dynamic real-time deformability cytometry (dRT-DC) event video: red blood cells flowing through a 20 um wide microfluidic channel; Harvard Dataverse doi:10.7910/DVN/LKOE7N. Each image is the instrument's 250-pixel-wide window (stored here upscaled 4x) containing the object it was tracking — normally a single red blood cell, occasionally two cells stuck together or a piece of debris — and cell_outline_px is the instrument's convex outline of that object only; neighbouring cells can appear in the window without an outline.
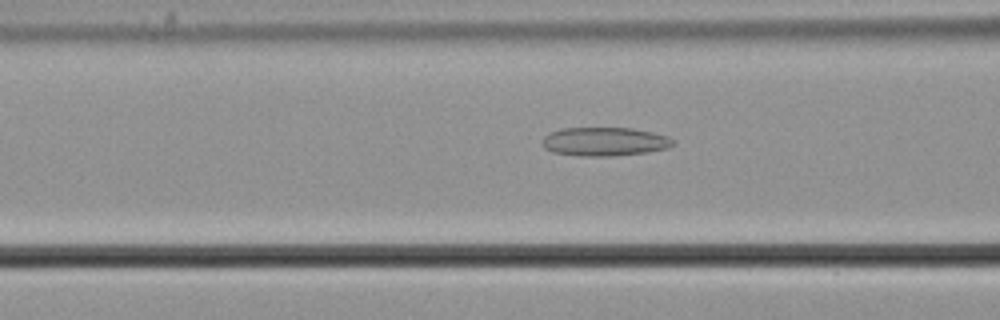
{"species": "common noctule bat (a hibernating species)", "species_latin": "Nyctalus noctula", "temperature_condition": "cold", "stored_images_in_passage": 38, "camera_frame_rate_fps": 3000, "um_per_image_px": 0.085, "animal": {"sex": "male", "body_mass_g": 21.5, "forearm_length_mm": 52.0}, "frame": {"image": 1, "passage_image": 10, "time_ms": 3.0, "image_size_px": [1000, 320], "cell_outline_px": [[676, 144], [668, 148], [648, 152], [612, 156], [580, 156], [552, 152], [544, 148], [544, 136], [560, 128], [632, 128], [652, 132], [668, 136], [676, 140]], "centroid_in_image_um": [51.45, 12.04], "position_along_channel_um": 115.2, "area_um2": 21.96}}
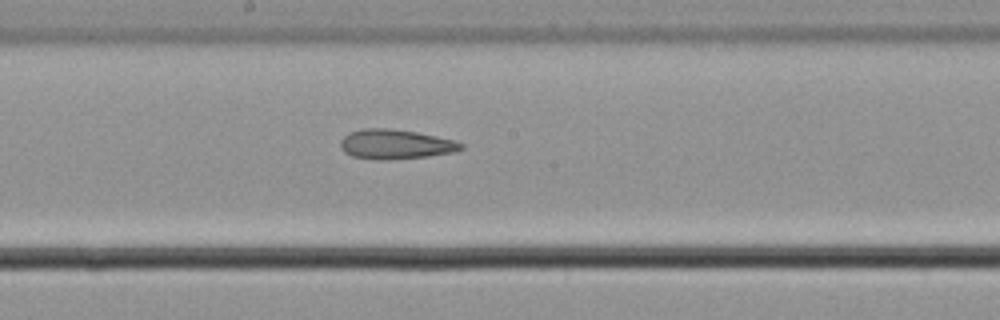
{"frame": {"image": 2, "passage_image": 18, "time_ms": 5.667, "image_size_px": [1000, 320], "cell_outline_px": [[464, 148], [452, 152], [428, 156], [388, 160], [380, 160], [352, 156], [344, 152], [340, 148], [340, 140], [344, 136], [352, 132], [364, 128], [388, 128], [416, 132], [456, 140], [464, 144]], "centroid_in_image_um": [33.62, 12.26], "position_along_channel_um": 214.6, "area_um2": 20.81}}
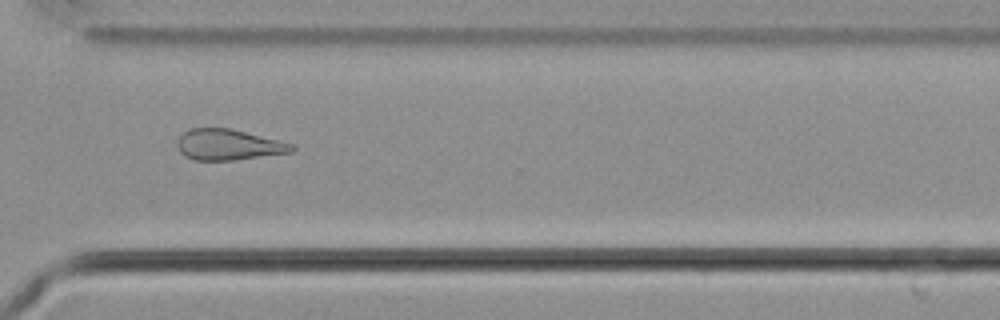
{"frame": {"image": 3, "passage_image": 29, "time_ms": 9.333, "image_size_px": [1000, 320], "cell_outline_px": [[296, 148], [292, 152], [232, 160], [196, 160], [184, 156], [180, 152], [176, 144], [176, 140], [188, 128], [232, 128], [292, 144]], "centroid_in_image_um": [19.37, 12.29], "position_along_channel_um": 351.2, "area_um2": 20.52}, "authors_computed_cell_mechanics": {"area_um2": 21.6172, "velocity_mm_per_s": 3.7171, "shape_relaxation_time_tau1_ms": null, "shape_relaxation_time_tau2_ms": 8.9078, "deformation_change_tau1": null, "deformation_change_tau2": 0.2137}}